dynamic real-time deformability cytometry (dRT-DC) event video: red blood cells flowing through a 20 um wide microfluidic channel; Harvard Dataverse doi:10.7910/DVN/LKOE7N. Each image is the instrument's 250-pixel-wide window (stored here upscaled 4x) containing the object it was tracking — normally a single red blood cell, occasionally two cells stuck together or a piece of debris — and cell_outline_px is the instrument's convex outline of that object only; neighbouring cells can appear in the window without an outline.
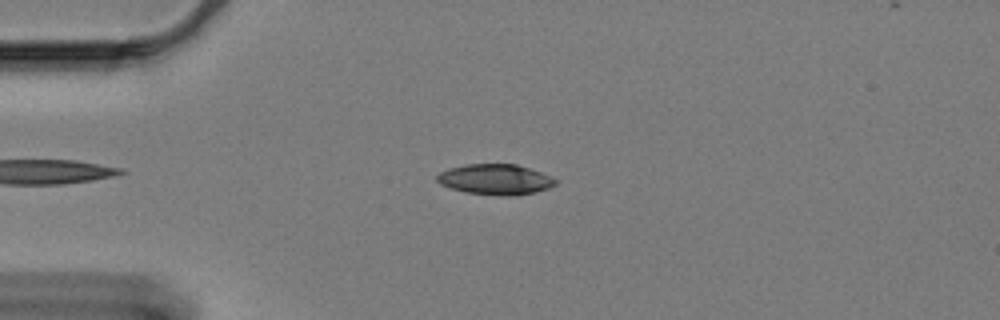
{"species": "Egyptian fruit bat (a non-hibernating species)", "species_latin": "Rousettus aegyptiacus", "temperature_condition": "cold", "stored_images_in_passage": 56, "camera_frame_rate_fps": 3000, "um_per_image_px": 0.085, "animal": {"sex": "female"}, "frame": {"image": 1, "passage_image": 10, "time_ms": 3.0, "image_size_px": [1000, 320], "cell_outline_px": [[556, 184], [548, 188], [516, 196], [500, 196], [464, 192], [440, 184], [436, 180], [436, 176], [440, 172], [448, 168], [464, 164], [516, 164], [552, 176], [556, 180]], "centroid_in_image_um": [42.08, 15.25], "position_along_channel_um": 42.9, "area_um2": 21.1}}
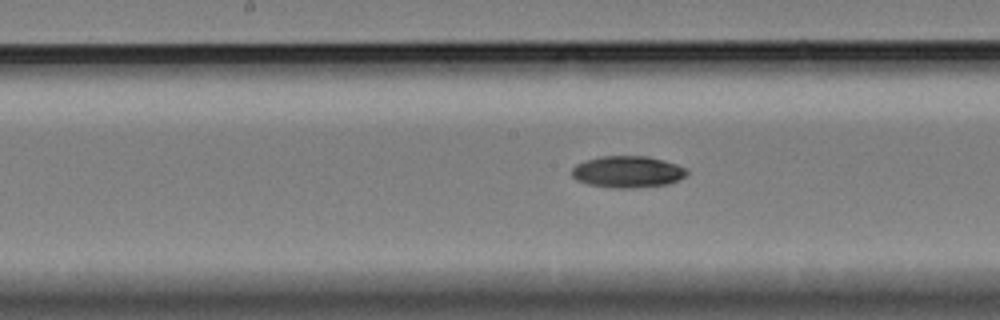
{"frame": {"image": 2, "passage_image": 26, "time_ms": 8.333, "image_size_px": [1000, 320], "cell_outline_px": [[688, 172], [680, 180], [668, 184], [632, 188], [616, 188], [588, 184], [576, 180], [572, 176], [572, 168], [576, 164], [584, 160], [600, 156], [648, 156], [664, 160], [688, 168]], "centroid_in_image_um": [53.35, 14.59], "position_along_channel_um": 194.8, "area_um2": 21.39}}
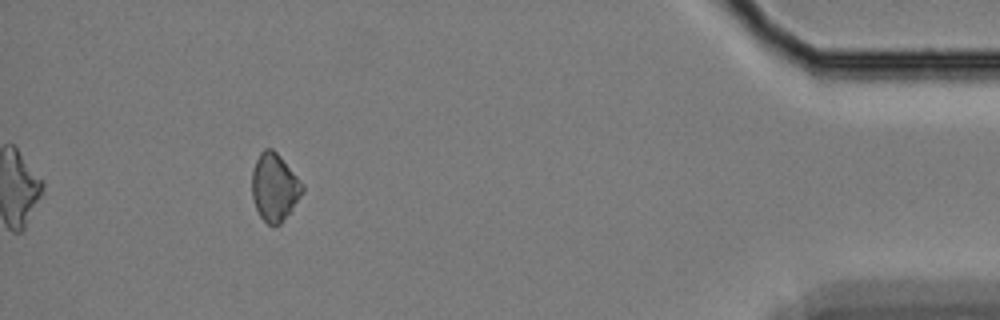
{"frame": {"image": 3, "passage_image": 51, "time_ms": 16.667, "image_size_px": [1000, 320], "cell_outline_px": [[304, 192], [280, 224], [272, 228], [260, 216], [256, 208], [252, 196], [252, 172], [256, 160], [260, 152], [264, 148], [272, 148], [280, 156], [304, 184]], "centroid_in_image_um": [23.33, 15.92], "position_along_channel_um": 411.9, "area_um2": 19.88}, "authors_computed_cell_mechanics": {"area_um2": 20.7213, "velocity_mm_per_s": 3.2638, "shape_relaxation_time_tau1_ms": 7.0029, "shape_relaxation_time_tau2_ms": null, "deformation_change_tau1": 0.119, "deformation_change_tau2": null}}